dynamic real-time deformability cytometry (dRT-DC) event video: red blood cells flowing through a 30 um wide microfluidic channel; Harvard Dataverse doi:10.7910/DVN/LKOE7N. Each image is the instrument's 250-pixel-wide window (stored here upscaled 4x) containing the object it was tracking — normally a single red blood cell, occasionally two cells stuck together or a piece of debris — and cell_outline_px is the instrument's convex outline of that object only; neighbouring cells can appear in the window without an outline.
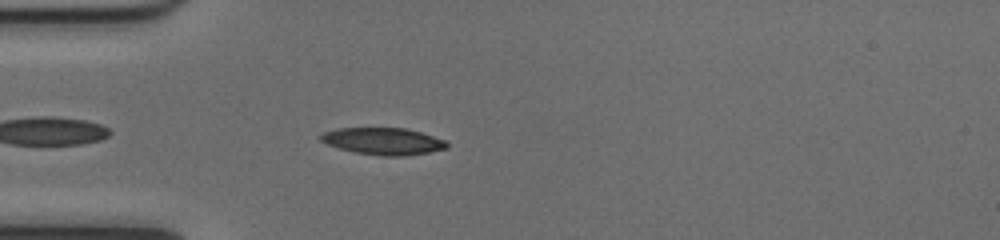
{"species": "common noctule bat (a hibernating species)", "species_latin": "Nyctalus noctula", "temperature_condition": "cold", "stored_images_in_passage": 39, "camera_frame_rate_fps": 3000, "um_per_image_px": 0.085, "animal": {"sex": "female", "body_mass_g": 17.0, "forearm_length_mm": 48.0}, "frame": {"image": 1, "passage_image": 3, "time_ms": 0.667, "image_size_px": [1000, 240], "cell_outline_px": [[448, 148], [428, 152], [404, 156], [380, 156], [356, 152], [340, 148], [328, 144], [320, 140], [320, 136], [324, 132], [336, 128], [408, 128], [444, 140], [448, 144]], "centroid_in_image_um": [32.58, 12.0], "position_along_channel_um": 52.4, "area_um2": 19.65}}
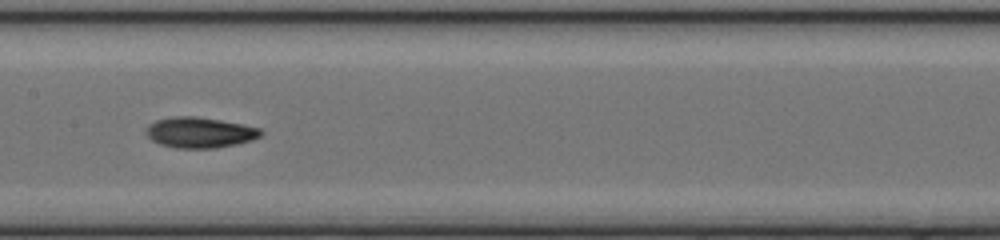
{"frame": {"image": 2, "passage_image": 14, "time_ms": 4.333, "image_size_px": [1000, 240], "cell_outline_px": [[264, 132], [260, 136], [252, 140], [236, 144], [216, 148], [176, 148], [160, 144], [152, 140], [148, 136], [148, 124], [156, 120], [172, 116], [196, 116], [220, 120], [260, 128]], "centroid_in_image_um": [16.99, 11.26], "position_along_channel_um": 190.4, "area_um2": 20.35}}
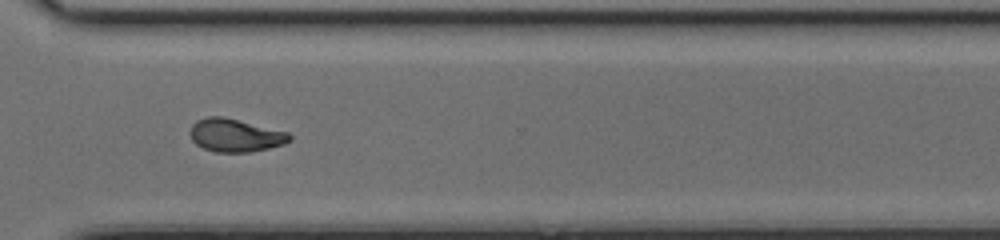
{"frame": {"image": 3, "passage_image": 26, "time_ms": 8.333, "image_size_px": [1000, 240], "cell_outline_px": [[292, 140], [284, 144], [252, 152], [216, 152], [204, 148], [196, 144], [192, 140], [188, 132], [192, 124], [196, 120], [208, 116], [220, 116], [288, 132], [292, 136]], "centroid_in_image_um": [19.97, 11.51], "position_along_channel_um": 350.6, "area_um2": 19.13}, "authors_computed_cell_mechanics": {"area_um2": 19.363, "velocity_mm_per_s": 4.0152, "shape_relaxation_time_tau1_ms": 3.5807, "shape_relaxation_time_tau2_ms": 3.0394, "deformation_change_tau1": 0.1603, "deformation_change_tau2": 0.0857}}